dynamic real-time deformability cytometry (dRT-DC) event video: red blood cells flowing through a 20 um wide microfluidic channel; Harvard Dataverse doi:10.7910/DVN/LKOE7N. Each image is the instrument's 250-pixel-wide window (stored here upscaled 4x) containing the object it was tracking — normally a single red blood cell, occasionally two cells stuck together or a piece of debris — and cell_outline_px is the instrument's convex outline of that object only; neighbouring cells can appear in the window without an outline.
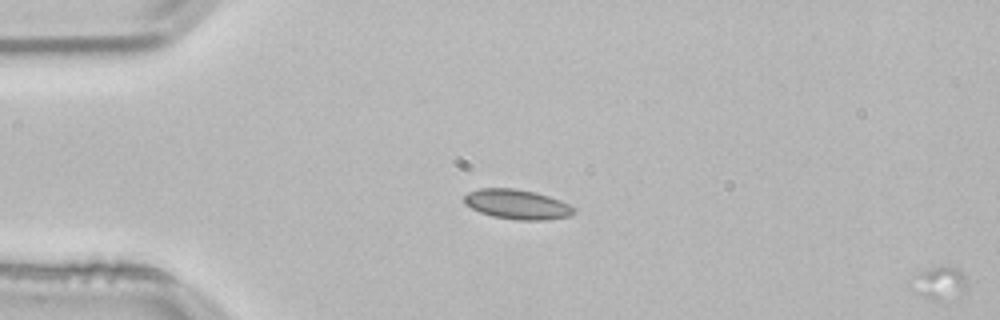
{"species": "common noctule bat (a hibernating species)", "species_latin": "Nyctalus noctula", "temperature_condition": "room temperature", "stored_images_in_passage": 12, "segment_of_instrument_passage": [2, 2], "camera_frame_rate_fps": 3000, "um_per_image_px": 0.085, "animal": {"sex": "male", "body_mass_g": 21.5, "forearm_length_mm": 52.0}, "frame": {"image": 1, "passage_image": 12, "time_ms": 3.667, "image_size_px": [1000, 320], "cell_outline_px": [[964, 292], [936, 300], [924, 296], [908, 288], [908, 284], [912, 276], [920, 272], [940, 264], [944, 264], [956, 268], [964, 276]], "centroid_in_image_um": [79.73, 23.99], "position_along_channel_um": 5.3, "area_um2": 10.4}}